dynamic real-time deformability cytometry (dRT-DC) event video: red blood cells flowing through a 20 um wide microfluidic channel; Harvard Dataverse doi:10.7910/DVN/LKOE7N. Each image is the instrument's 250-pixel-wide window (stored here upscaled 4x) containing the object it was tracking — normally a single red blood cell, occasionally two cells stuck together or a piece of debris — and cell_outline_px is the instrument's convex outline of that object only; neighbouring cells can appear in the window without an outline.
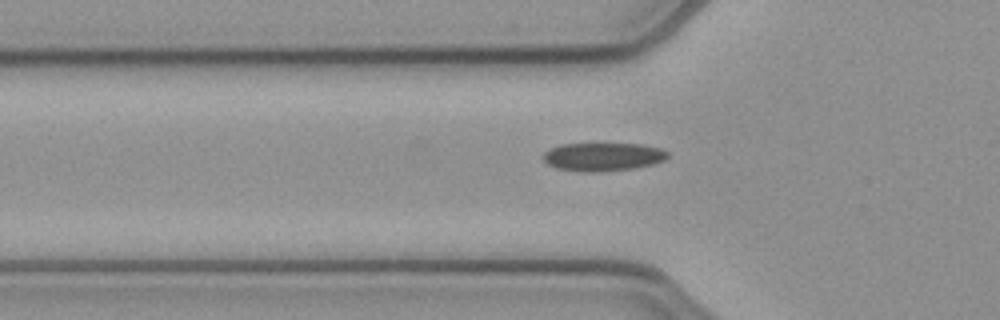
{"species": "common noctule bat (a hibernating species)", "species_latin": "Nyctalus noctula", "temperature_condition": "cold", "stored_images_in_passage": 39, "camera_frame_rate_fps": 3000, "um_per_image_px": 0.085, "animal": {"sex": "female", "body_mass_g": 21.9}, "frame": {"image": 1, "passage_image": 4, "time_ms": 1.0, "image_size_px": [1000, 320], "cell_outline_px": [[668, 156], [664, 160], [652, 164], [636, 168], [600, 172], [580, 172], [556, 168], [548, 164], [544, 160], [544, 152], [548, 148], [560, 144], [640, 144], [660, 148], [668, 152]], "centroid_in_image_um": [51.22, 13.33], "position_along_channel_um": 74.6, "area_um2": 20.63}}
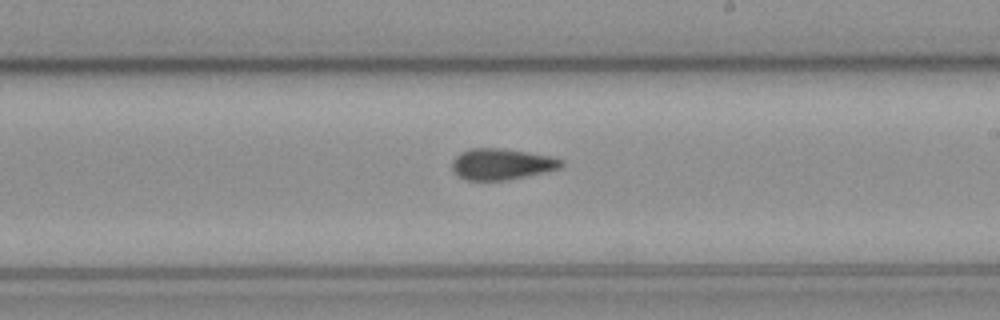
{"frame": {"image": 2, "passage_image": 17, "time_ms": 5.333, "image_size_px": [1000, 320], "cell_outline_px": [[564, 164], [560, 168], [544, 172], [508, 180], [464, 180], [452, 172], [452, 160], [460, 152], [468, 148], [500, 148], [528, 152], [552, 156], [564, 160]], "centroid_in_image_um": [42.61, 13.94], "position_along_channel_um": 246.4, "area_um2": 20.06}}
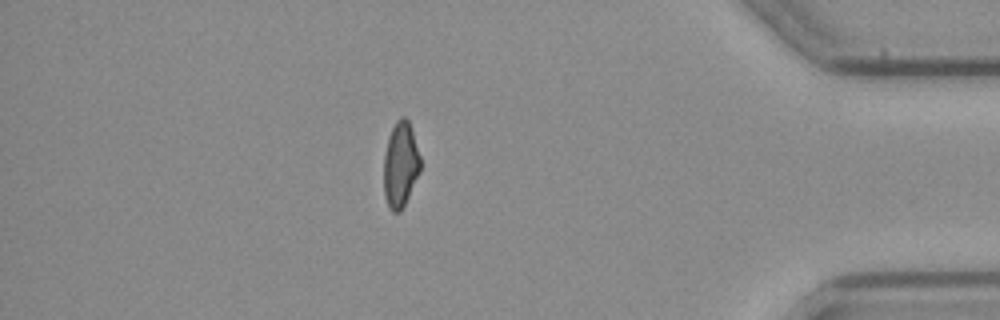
{"frame": {"image": 3, "passage_image": 32, "time_ms": 10.333, "image_size_px": [1000, 320], "cell_outline_px": [[420, 172], [400, 212], [392, 212], [384, 196], [384, 156], [388, 136], [396, 120], [400, 116], [404, 116], [408, 120], [420, 156]], "centroid_in_image_um": [34.03, 13.98], "position_along_channel_um": 401.2, "area_um2": 18.03}}